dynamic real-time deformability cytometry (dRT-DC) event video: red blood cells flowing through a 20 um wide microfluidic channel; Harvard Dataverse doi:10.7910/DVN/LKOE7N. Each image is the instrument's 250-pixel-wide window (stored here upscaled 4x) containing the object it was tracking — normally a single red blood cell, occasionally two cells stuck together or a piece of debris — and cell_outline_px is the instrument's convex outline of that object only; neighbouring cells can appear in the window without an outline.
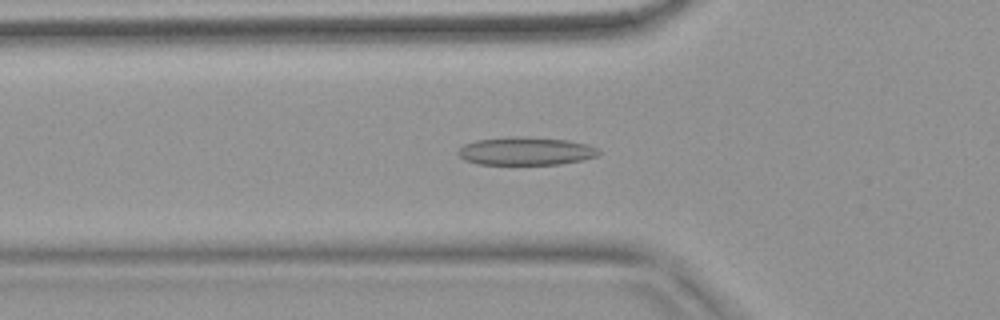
{"species": "common noctule bat (a hibernating species)", "species_latin": "Nyctalus noctula", "temperature_condition": "warm", "stored_images_in_passage": 54, "camera_frame_rate_fps": 3000, "um_per_image_px": 0.085, "animal": {"sex": "female", "body_mass_g": 18.4}, "frame": {"image": 1, "passage_image": 18, "time_ms": 5.667, "image_size_px": [1000, 320], "cell_outline_px": [[600, 152], [596, 156], [584, 160], [560, 164], [480, 164], [464, 160], [456, 152], [464, 144], [476, 140], [508, 136], [528, 136], [568, 140], [588, 144], [596, 148]], "centroid_in_image_um": [44.69, 12.83], "position_along_channel_um": 81.1, "area_um2": 23.18}}
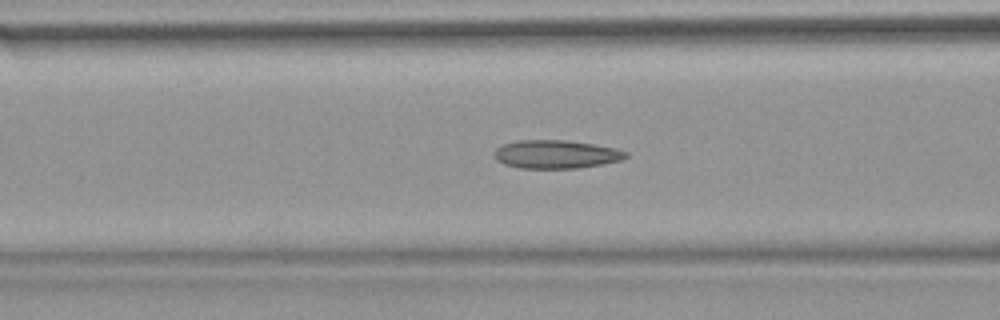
{"frame": {"image": 2, "passage_image": 21, "time_ms": 6.667, "image_size_px": [1000, 320], "cell_outline_px": [[628, 156], [620, 160], [604, 164], [576, 168], [520, 168], [504, 164], [496, 160], [492, 152], [500, 144], [516, 140], [568, 140], [596, 144], [616, 148], [628, 152]], "centroid_in_image_um": [47.23, 13.1], "position_along_channel_um": 119.4, "area_um2": 22.08}}
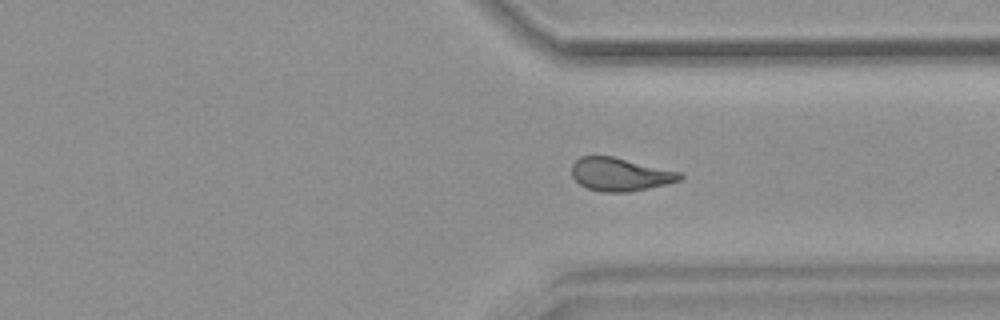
{"frame": {"image": 3, "passage_image": 40, "time_ms": 13.0, "image_size_px": [1000, 320], "cell_outline_px": [[684, 176], [680, 180], [648, 188], [628, 192], [604, 192], [588, 188], [580, 184], [572, 176], [572, 164], [580, 156], [612, 156], [684, 172]], "centroid_in_image_um": [52.74, 14.81], "position_along_channel_um": 358.7, "area_um2": 20.92}}